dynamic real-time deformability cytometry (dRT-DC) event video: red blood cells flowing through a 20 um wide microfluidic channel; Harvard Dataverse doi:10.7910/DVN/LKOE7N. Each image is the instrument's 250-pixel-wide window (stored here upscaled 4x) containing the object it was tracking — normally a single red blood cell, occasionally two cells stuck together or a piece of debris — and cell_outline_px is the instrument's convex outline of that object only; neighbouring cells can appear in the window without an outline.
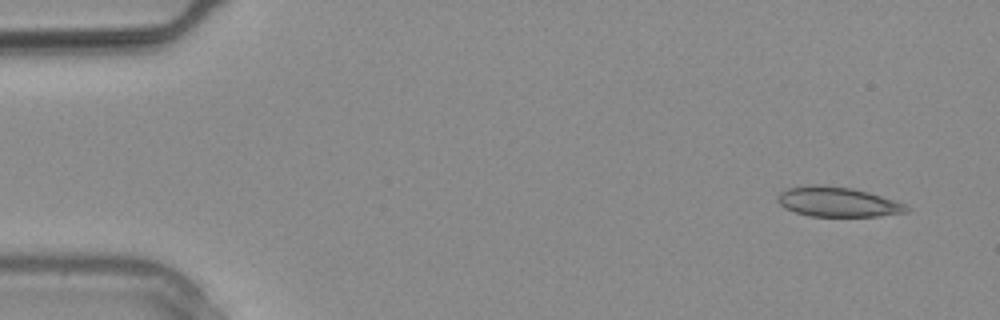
{"species": "common noctule bat (a hibernating species)", "species_latin": "Nyctalus noctula", "temperature_condition": "warm", "stored_images_in_passage": 3, "camera_frame_rate_fps": 3000, "um_per_image_px": 0.085, "animal": {"sex": "male", "body_mass_g": 20.4}, "frame": {"image": 1, "passage_image": 1, "time_ms": 0.0, "image_size_px": [1000, 320], "cell_outline_px": [[912, 208], [908, 212], [880, 216], [808, 216], [784, 208], [776, 200], [776, 196], [780, 192], [788, 188], [812, 184], [816, 184], [852, 188], [868, 192], [904, 204]], "centroid_in_image_um": [71.17, 17.16], "position_along_channel_um": 13.8, "area_um2": 22.37}}